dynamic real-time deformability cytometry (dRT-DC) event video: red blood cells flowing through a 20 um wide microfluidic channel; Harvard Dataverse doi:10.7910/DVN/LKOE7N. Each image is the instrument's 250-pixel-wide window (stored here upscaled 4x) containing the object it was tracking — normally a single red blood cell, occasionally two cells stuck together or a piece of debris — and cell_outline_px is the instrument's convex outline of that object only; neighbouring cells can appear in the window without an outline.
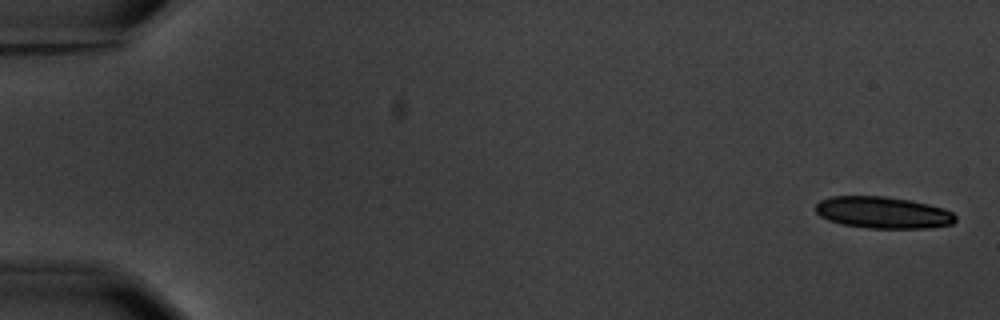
{"species": "common noctule bat (a hibernating species)", "species_latin": "Nyctalus noctula", "temperature_condition": "warm", "stored_images_in_passage": 7, "camera_frame_rate_fps": 3000, "um_per_image_px": 0.085, "animal": {"sex": "male", "body_mass_g": 20.1, "forearm_length_mm": 53.5}, "frame": {"image": 1, "passage_image": 1, "time_ms": 0.0, "image_size_px": [1000, 320], "cell_outline_px": [[956, 220], [952, 224], [928, 228], [868, 228], [840, 224], [828, 220], [820, 216], [816, 212], [816, 204], [820, 200], [832, 196], [884, 196], [908, 200], [928, 204], [944, 208], [952, 212], [956, 216]], "centroid_in_image_um": [75.04, 18.07], "position_along_channel_um": 10.0, "area_um2": 25.89}}
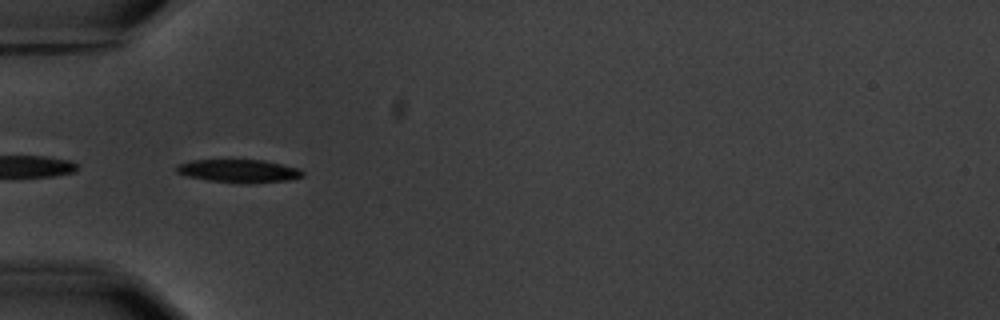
{"frame": {"image": 2, "passage_image": 6, "time_ms": 6.0, "image_size_px": [1000, 320], "cell_outline_px": [[304, 176], [288, 180], [248, 184], [236, 184], [208, 180], [188, 176], [176, 172], [176, 164], [192, 160], [264, 160], [300, 168], [304, 172]], "centroid_in_image_um": [20.32, 14.54], "position_along_channel_um": 64.7, "area_um2": 17.22}}